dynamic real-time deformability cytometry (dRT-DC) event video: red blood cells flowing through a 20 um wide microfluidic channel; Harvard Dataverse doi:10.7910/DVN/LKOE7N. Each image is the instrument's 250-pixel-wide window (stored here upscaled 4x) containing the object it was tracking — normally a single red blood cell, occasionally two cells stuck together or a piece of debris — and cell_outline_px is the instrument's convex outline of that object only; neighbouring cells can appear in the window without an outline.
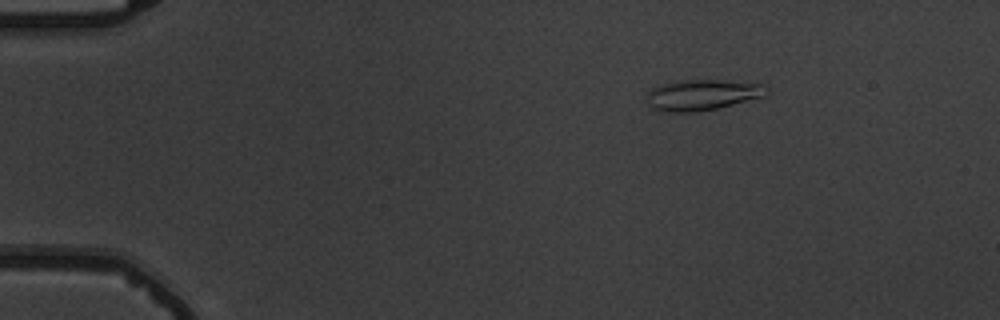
{"species": "common noctule bat (a hibernating species)", "species_latin": "Nyctalus noctula", "temperature_condition": "warm", "stored_images_in_passage": 5, "camera_frame_rate_fps": 3000, "um_per_image_px": 0.085, "animal": {"sex": "male", "body_mass_g": 19.5, "forearm_length_mm": 54.6}, "frame": {"image": 1, "passage_image": 2, "time_ms": 1.0, "image_size_px": [1000, 320], "cell_outline_px": [[768, 92], [764, 96], [716, 108], [696, 112], [668, 112], [652, 108], [648, 100], [648, 92], [652, 88], [664, 84], [680, 80], [716, 80], [764, 84], [768, 88]], "centroid_in_image_um": [59.7, 8.06], "position_along_channel_um": 25.3, "area_um2": 21.1}}